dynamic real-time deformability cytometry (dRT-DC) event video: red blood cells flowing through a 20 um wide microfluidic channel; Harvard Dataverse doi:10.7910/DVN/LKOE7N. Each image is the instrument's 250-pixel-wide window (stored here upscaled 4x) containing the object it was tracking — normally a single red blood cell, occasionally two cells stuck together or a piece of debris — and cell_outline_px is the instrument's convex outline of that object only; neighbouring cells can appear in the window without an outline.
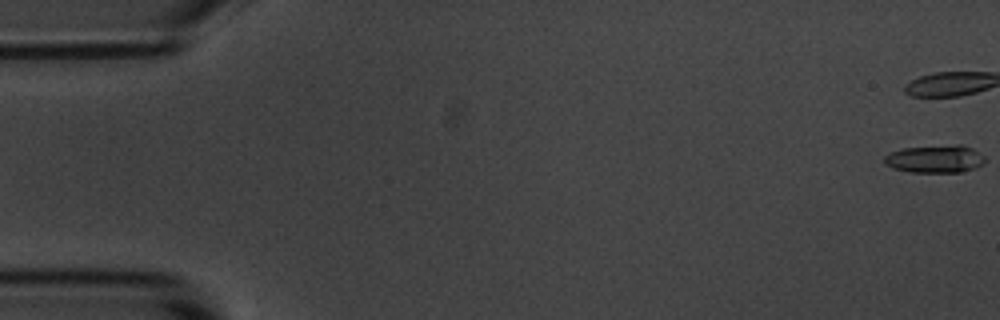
{"species": "common noctule bat (a hibernating species)", "species_latin": "Nyctalus noctula", "temperature_condition": "room temperature", "stored_images_in_passage": 11, "camera_frame_rate_fps": 3000, "um_per_image_px": 0.085, "animal": {"sex": "male", "body_mass_g": 20.1, "forearm_length_mm": 53.5}, "frame": {"image": 1, "passage_image": 1, "time_ms": 0.0, "image_size_px": [1000, 320], "cell_outline_px": [[984, 164], [976, 168], [960, 172], [912, 172], [892, 168], [884, 164], [884, 156], [892, 152], [904, 148], [956, 144], [964, 144], [972, 148], [984, 156]], "centroid_in_image_um": [79.5, 13.5], "position_along_channel_um": 5.5, "area_um2": 16.36}}